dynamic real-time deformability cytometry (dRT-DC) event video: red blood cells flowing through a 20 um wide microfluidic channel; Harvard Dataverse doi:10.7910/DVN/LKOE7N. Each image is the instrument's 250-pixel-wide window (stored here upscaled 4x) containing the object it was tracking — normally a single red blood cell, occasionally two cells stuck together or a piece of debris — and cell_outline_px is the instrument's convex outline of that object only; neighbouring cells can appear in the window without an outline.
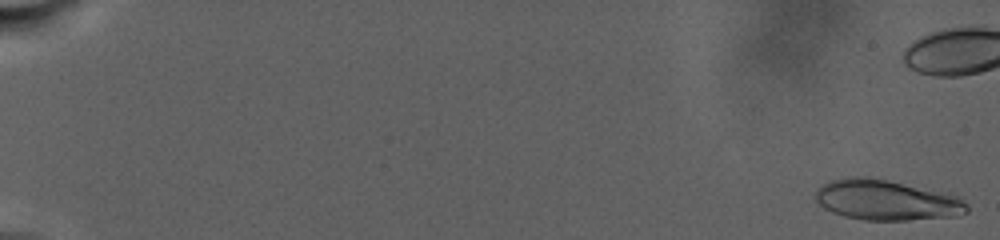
{"species": "human", "species_latin": "Homo sapiens", "temperature_condition": "warm", "stored_images_in_passage": 55, "camera_frame_rate_fps": 3000, "um_per_image_px": 0.085, "donor": {"sex": "male"}, "frame": {"image": 1, "passage_image": 1, "time_ms": 0.0, "image_size_px": [1000, 240], "cell_outline_px": [[968, 212], [960, 216], [908, 220], [864, 220], [844, 216], [832, 212], [824, 208], [812, 196], [824, 184], [832, 180], [852, 176], [864, 176], [952, 192], [968, 204]], "centroid_in_image_um": [75.42, 17.01], "position_along_channel_um": 9.6, "area_um2": 36.07}}
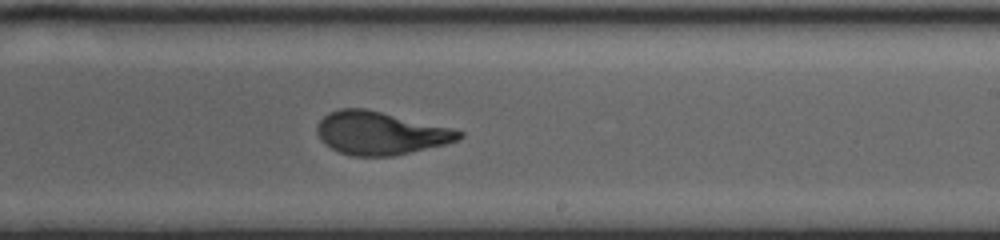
{"frame": {"image": 2, "passage_image": 45, "time_ms": 19.333, "image_size_px": [1000, 240], "cell_outline_px": [[464, 136], [460, 140], [444, 144], [392, 156], [352, 156], [340, 152], [324, 144], [320, 140], [316, 132], [316, 124], [328, 112], [340, 108], [364, 108], [452, 128], [464, 132]], "centroid_in_image_um": [32.3, 11.31], "position_along_channel_um": 256.7, "area_um2": 35.55}}
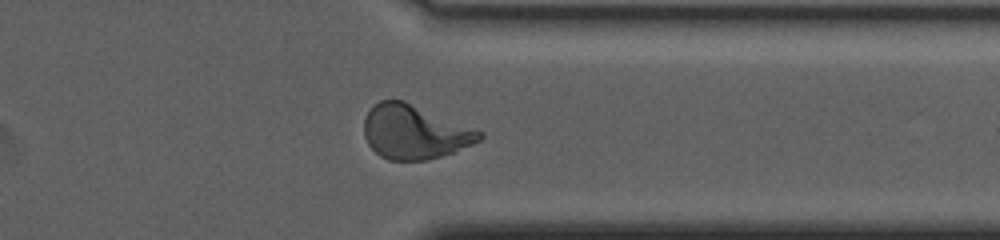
{"frame": {"image": 3, "passage_image": 54, "time_ms": 24.333, "image_size_px": [1000, 240], "cell_outline_px": [[484, 136], [480, 140], [452, 152], [440, 156], [424, 160], [388, 160], [380, 156], [368, 144], [364, 136], [364, 116], [372, 104], [380, 100], [404, 100], [484, 132]], "centroid_in_image_um": [35.19, 11.2], "position_along_channel_um": 376.2, "area_um2": 36.3}}